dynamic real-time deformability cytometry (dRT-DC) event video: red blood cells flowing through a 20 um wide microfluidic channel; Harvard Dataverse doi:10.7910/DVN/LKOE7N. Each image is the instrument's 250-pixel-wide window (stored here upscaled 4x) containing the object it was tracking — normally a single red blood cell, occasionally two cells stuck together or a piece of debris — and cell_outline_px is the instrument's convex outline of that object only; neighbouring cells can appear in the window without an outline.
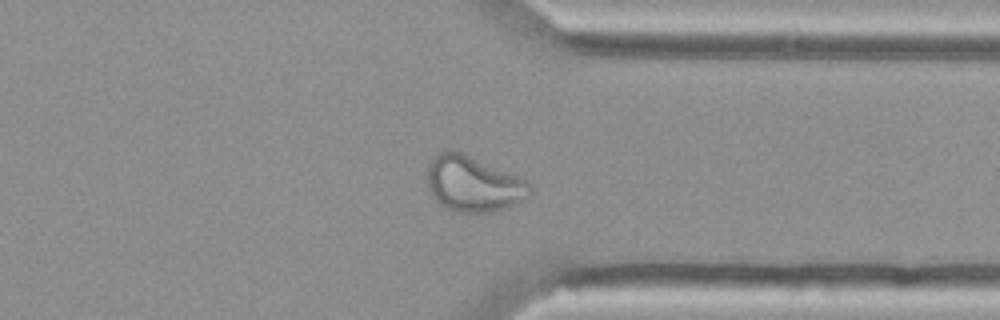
{"species": "Egyptian fruit bat (a non-hibernating species)", "species_latin": "Rousettus aegyptiacus", "temperature_condition": "cold", "stored_images_in_passage": 44, "camera_frame_rate_fps": 3000, "um_per_image_px": 0.085, "animal": {"sex": "female"}, "frame": {"image": 1, "passage_image": 32, "time_ms": 10.333, "image_size_px": [1000, 320], "cell_outline_px": [[532, 196], [496, 212], [460, 212], [448, 208], [440, 204], [428, 188], [428, 164], [436, 152], [444, 148], [452, 148], [528, 180], [532, 184]], "centroid_in_image_um": [40.25, 15.6], "position_along_channel_um": 371.1, "area_um2": 33.64}}